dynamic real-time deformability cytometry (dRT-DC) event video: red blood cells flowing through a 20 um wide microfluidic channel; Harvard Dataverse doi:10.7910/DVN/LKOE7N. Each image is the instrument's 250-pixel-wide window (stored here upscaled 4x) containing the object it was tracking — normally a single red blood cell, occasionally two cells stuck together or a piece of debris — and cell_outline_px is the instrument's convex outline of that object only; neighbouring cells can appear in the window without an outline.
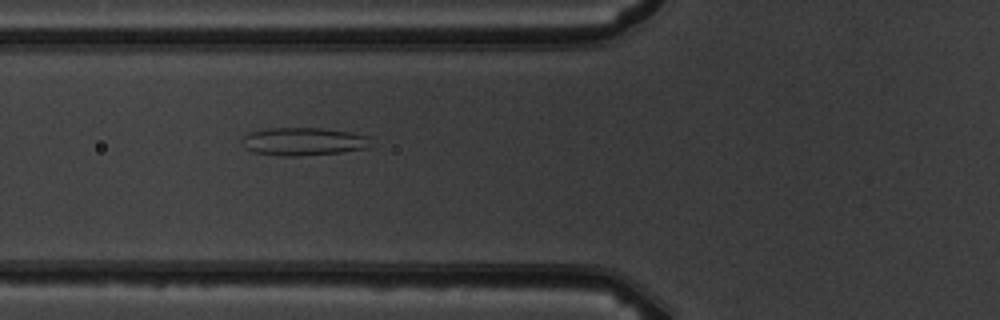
{"species": "common noctule bat (a hibernating species)", "species_latin": "Nyctalus noctula", "temperature_condition": "warm", "stored_images_in_passage": 5, "camera_frame_rate_fps": 3000, "um_per_image_px": 0.085, "animal": {"sex": "male", "body_mass_g": 19.5, "forearm_length_mm": 54.6}, "frame": {"image": 1, "passage_image": 5, "time_ms": 4.667, "image_size_px": [1000, 320], "cell_outline_px": [[368, 148], [340, 152], [300, 156], [280, 156], [252, 152], [244, 148], [240, 140], [244, 136], [252, 132], [268, 128], [320, 128], [348, 132], [368, 136]], "centroid_in_image_um": [25.71, 12.04], "position_along_channel_um": 100.1, "area_um2": 20.87}}